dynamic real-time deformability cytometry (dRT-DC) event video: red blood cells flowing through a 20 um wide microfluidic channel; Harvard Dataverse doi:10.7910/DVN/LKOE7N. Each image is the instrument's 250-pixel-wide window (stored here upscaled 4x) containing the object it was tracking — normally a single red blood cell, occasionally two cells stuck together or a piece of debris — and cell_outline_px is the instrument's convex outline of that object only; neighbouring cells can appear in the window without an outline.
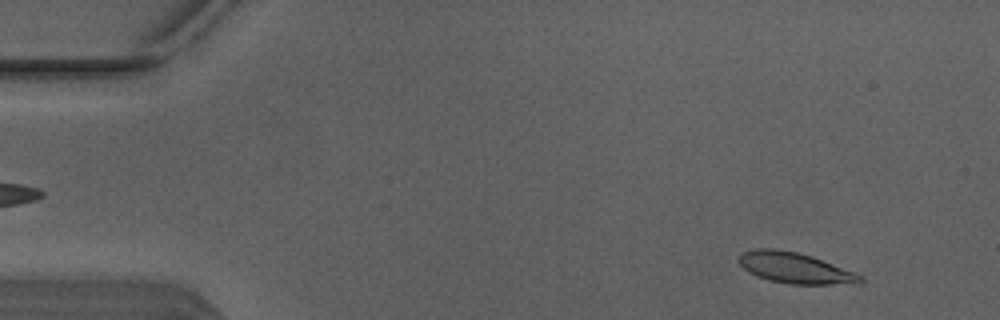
{"species": "Egyptian fruit bat (a non-hibernating species)", "species_latin": "Rousettus aegyptiacus", "temperature_condition": "warm", "stored_images_in_passage": 4, "camera_frame_rate_fps": 3000, "um_per_image_px": 0.085, "animal": {"sex": "male"}, "frame": {"image": 1, "passage_image": 1, "time_ms": 0.0, "image_size_px": [1000, 320], "cell_outline_px": [[864, 280], [860, 284], [788, 284], [768, 280], [756, 276], [748, 272], [740, 264], [740, 252], [756, 248], [776, 248], [796, 252], [812, 256], [856, 272], [864, 276]], "centroid_in_image_um": [67.61, 22.78], "position_along_channel_um": 17.4, "area_um2": 22.08}}
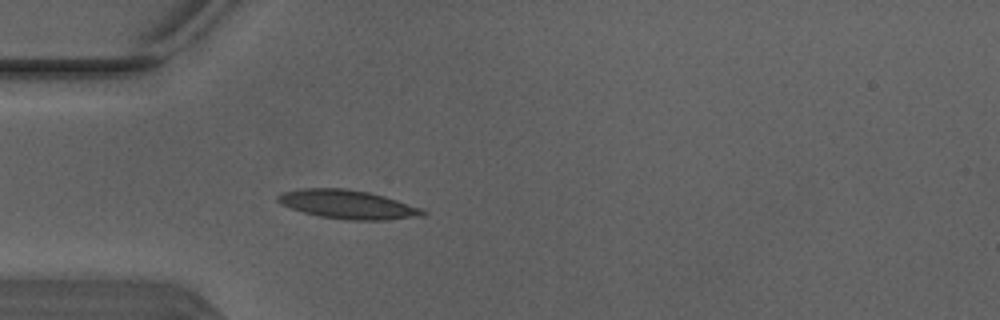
{"frame": {"image": 2, "passage_image": 4, "time_ms": 1.0, "image_size_px": [1000, 320], "cell_outline_px": [[428, 212], [424, 216], [388, 220], [348, 220], [320, 216], [304, 212], [280, 204], [276, 200], [276, 196], [284, 192], [300, 188], [348, 188], [368, 192], [384, 196], [424, 208]], "centroid_in_image_um": [29.61, 17.38], "position_along_channel_um": 55.4, "area_um2": 24.51}}